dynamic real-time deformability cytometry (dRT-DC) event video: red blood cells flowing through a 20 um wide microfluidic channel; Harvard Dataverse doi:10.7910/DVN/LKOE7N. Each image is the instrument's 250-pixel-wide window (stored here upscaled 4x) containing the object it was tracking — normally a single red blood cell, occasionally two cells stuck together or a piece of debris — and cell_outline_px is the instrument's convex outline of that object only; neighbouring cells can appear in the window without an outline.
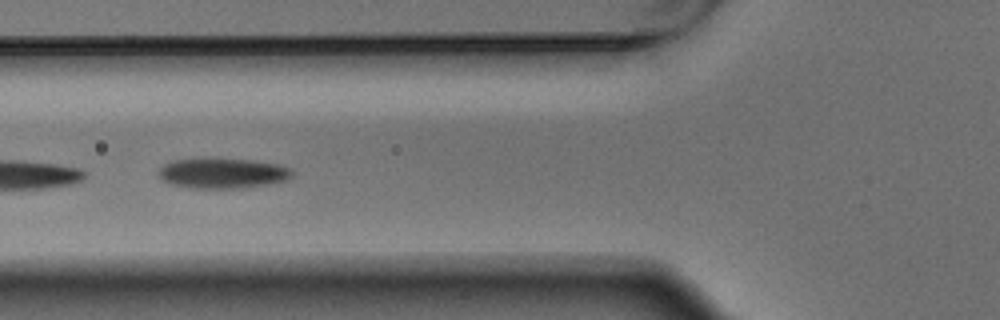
{"species": "Egyptian fruit bat (a non-hibernating species)", "species_latin": "Rousettus aegyptiacus", "temperature_condition": "warm", "stored_images_in_passage": 7, "camera_frame_rate_fps": 3000, "um_per_image_px": 0.085, "animal": {"sex": "male"}, "frame": {"image": 1, "passage_image": 5, "time_ms": 1.333, "image_size_px": [1000, 320], "cell_outline_px": [[292, 176], [288, 180], [244, 188], [192, 188], [172, 184], [164, 180], [160, 176], [160, 168], [164, 164], [172, 160], [252, 160], [280, 164], [292, 168]], "centroid_in_image_um": [19.0, 14.74], "position_along_channel_um": 106.8, "area_um2": 23.0}}
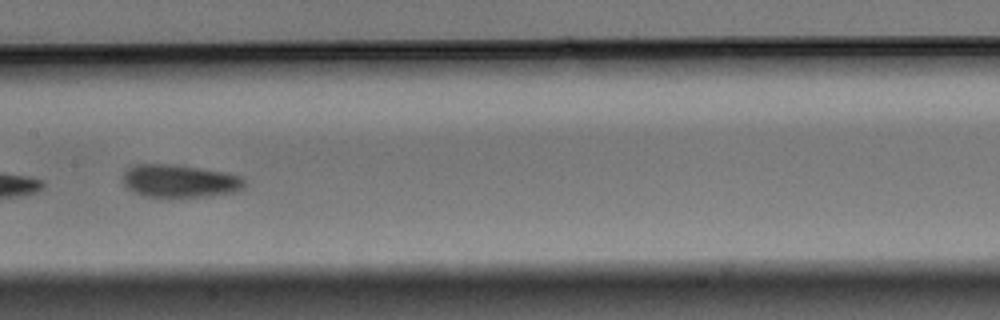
{"frame": {"image": 2, "passage_image": 7, "time_ms": 2.0, "image_size_px": [1000, 320], "cell_outline_px": [[244, 188], [236, 192], [208, 196], [144, 196], [132, 192], [124, 184], [124, 172], [128, 168], [136, 164], [172, 164], [200, 168], [224, 172], [240, 176], [244, 180]], "centroid_in_image_um": [15.28, 15.38], "position_along_channel_um": 192.1, "area_um2": 23.06}}